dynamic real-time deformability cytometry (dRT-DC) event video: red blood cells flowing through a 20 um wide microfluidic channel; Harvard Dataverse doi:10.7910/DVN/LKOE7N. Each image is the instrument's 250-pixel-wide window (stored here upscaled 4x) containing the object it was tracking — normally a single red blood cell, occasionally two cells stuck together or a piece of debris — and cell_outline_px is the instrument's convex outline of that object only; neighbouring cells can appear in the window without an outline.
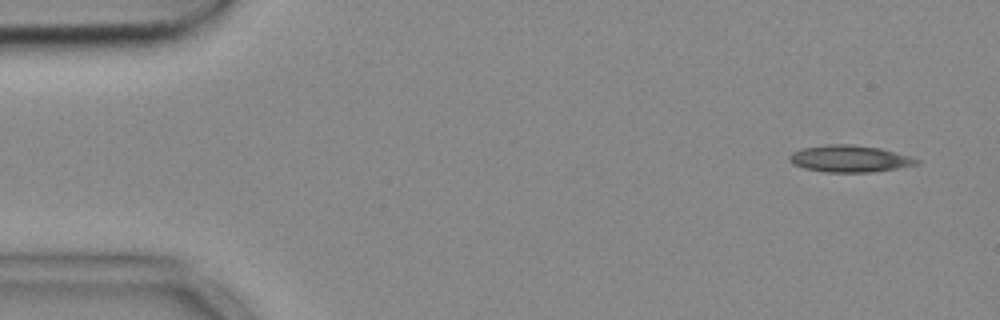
{"species": "common noctule bat (a hibernating species)", "species_latin": "Nyctalus noctula", "temperature_condition": "cold", "stored_images_in_passage": 5, "camera_frame_rate_fps": 3000, "um_per_image_px": 0.085, "animal": {"sex": "female", "body_mass_g": 18.4}, "frame": {"image": 1, "passage_image": 1, "time_ms": 0.0, "image_size_px": [1000, 320], "cell_outline_px": [[920, 164], [872, 172], [824, 172], [804, 168], [792, 164], [788, 160], [788, 156], [792, 152], [804, 148], [828, 144], [852, 144], [880, 148], [908, 156], [920, 160]], "centroid_in_image_um": [72.18, 13.49], "position_along_channel_um": 12.8, "area_um2": 19.83}}
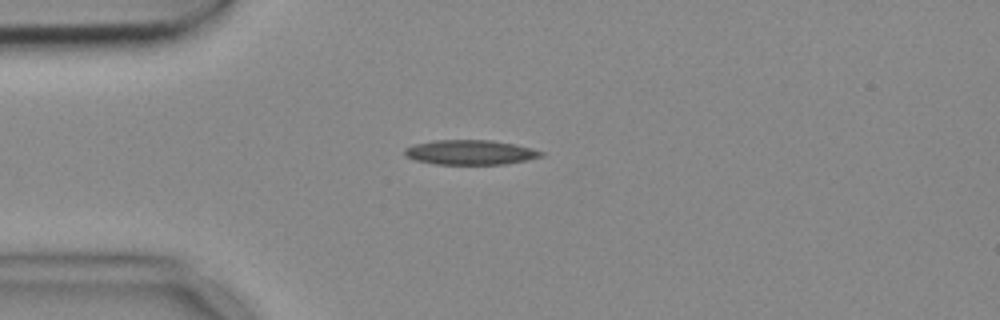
{"frame": {"image": 2, "passage_image": 4, "time_ms": 1.0, "image_size_px": [1000, 320], "cell_outline_px": [[544, 156], [528, 160], [504, 164], [432, 164], [416, 160], [404, 156], [404, 148], [416, 144], [432, 140], [492, 140], [532, 148], [544, 152]], "centroid_in_image_um": [39.96, 12.95], "position_along_channel_um": 45.0, "area_um2": 19.71}}
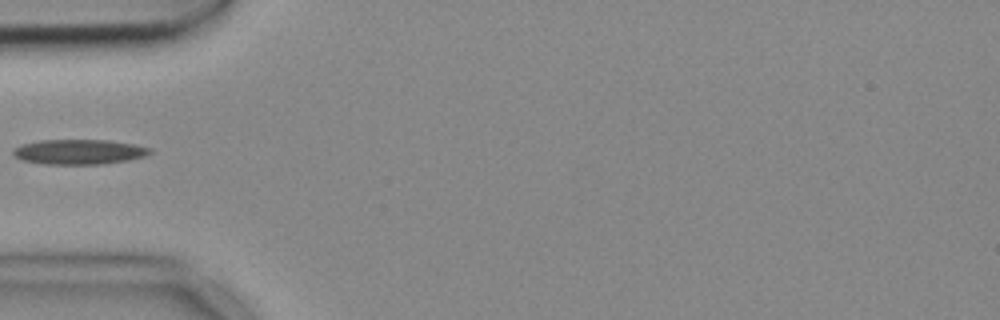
{"frame": {"image": 3, "passage_image": 5, "time_ms": 1.333, "image_size_px": [1000, 320], "cell_outline_px": [[152, 152], [144, 156], [128, 160], [104, 164], [44, 164], [24, 160], [12, 156], [12, 148], [24, 144], [40, 140], [108, 140], [132, 144], [152, 148]], "centroid_in_image_um": [6.7, 12.91], "position_along_channel_um": 78.3, "area_um2": 19.88}}